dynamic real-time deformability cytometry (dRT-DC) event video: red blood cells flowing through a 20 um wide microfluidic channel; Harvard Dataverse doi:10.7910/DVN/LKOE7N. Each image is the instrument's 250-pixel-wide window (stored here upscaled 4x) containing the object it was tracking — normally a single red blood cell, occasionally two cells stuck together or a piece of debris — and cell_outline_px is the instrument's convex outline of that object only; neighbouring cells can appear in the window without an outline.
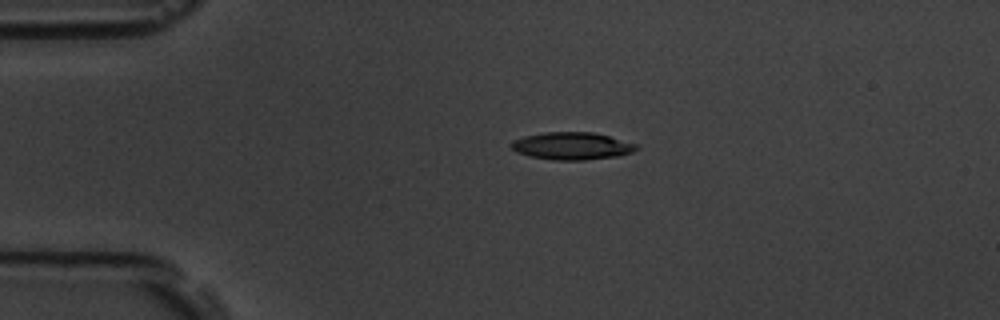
{"species": "common noctule bat (a hibernating species)", "species_latin": "Nyctalus noctula", "temperature_condition": "room temperature", "stored_images_in_passage": 3, "camera_frame_rate_fps": 3000, "um_per_image_px": 0.085, "animal": {"sex": "male", "body_mass_g": 19.5, "forearm_length_mm": 54.6}, "frame": {"image": 1, "passage_image": 2, "time_ms": 1.333, "image_size_px": [1000, 320], "cell_outline_px": [[640, 148], [632, 152], [620, 156], [584, 160], [552, 160], [532, 156], [516, 152], [508, 144], [512, 140], [524, 136], [544, 132], [592, 132], [608, 136], [636, 144]], "centroid_in_image_um": [48.6, 12.41], "position_along_channel_um": 36.4, "area_um2": 20.06}}